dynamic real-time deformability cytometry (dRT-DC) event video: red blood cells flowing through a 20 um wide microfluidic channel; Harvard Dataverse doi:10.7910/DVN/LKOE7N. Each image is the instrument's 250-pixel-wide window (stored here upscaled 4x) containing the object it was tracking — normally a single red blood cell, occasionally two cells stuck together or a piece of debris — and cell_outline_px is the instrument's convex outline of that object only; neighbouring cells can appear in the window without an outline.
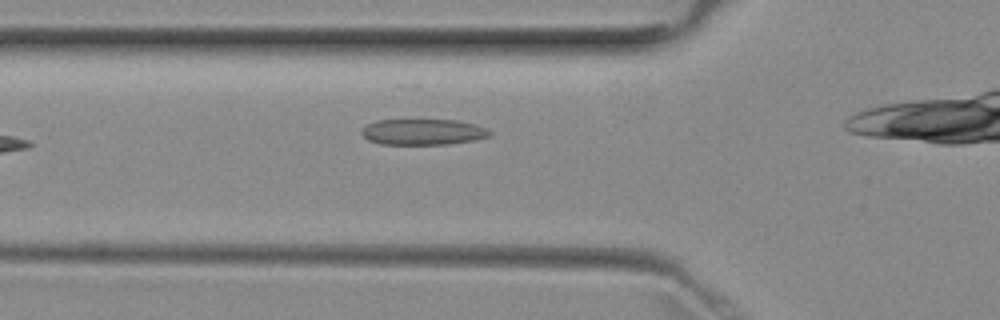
{"species": "common noctule bat (a hibernating species)", "species_latin": "Nyctalus noctula", "temperature_condition": "room temperature", "stored_images_in_passage": 4, "camera_frame_rate_fps": 3000, "um_per_image_px": 0.085, "animal": {"sex": "female", "body_mass_g": 29.2, "forearm_length_mm": 56.3}, "frame": {"image": 1, "passage_image": 4, "time_ms": 7.667, "image_size_px": [1000, 320], "cell_outline_px": [[492, 136], [472, 140], [448, 144], [380, 144], [368, 140], [360, 132], [368, 124], [376, 120], [456, 120], [476, 124], [492, 132]], "centroid_in_image_um": [35.96, 11.21], "position_along_channel_um": 89.8, "area_um2": 19.25}}